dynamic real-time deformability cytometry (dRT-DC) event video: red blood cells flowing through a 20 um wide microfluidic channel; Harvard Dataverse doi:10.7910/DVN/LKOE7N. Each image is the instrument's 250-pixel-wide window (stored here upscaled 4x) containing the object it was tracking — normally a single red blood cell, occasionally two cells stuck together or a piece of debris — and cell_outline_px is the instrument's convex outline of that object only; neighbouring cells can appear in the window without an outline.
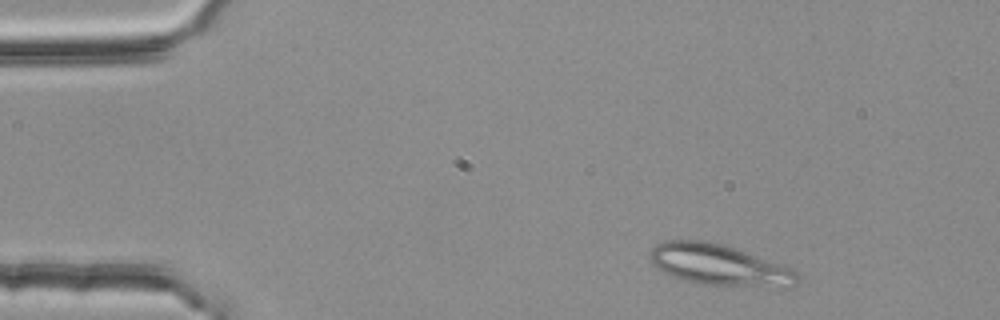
{"species": "common noctule bat (a hibernating species)", "species_latin": "Nyctalus noctula", "temperature_condition": "room temperature", "stored_images_in_passage": 2, "camera_frame_rate_fps": 3000, "um_per_image_px": 0.085, "animal": {"sex": "female", "body_mass_g": 25.1}, "frame": {"image": 1, "passage_image": 1, "time_ms": 0.0, "image_size_px": [1000, 320], "cell_outline_px": [[800, 276], [792, 288], [784, 288], [700, 284], [684, 280], [672, 276], [656, 268], [652, 264], [652, 248], [656, 244], [664, 240], [700, 240], [724, 244], [780, 264], [796, 272]], "centroid_in_image_um": [61.15, 22.54], "position_along_channel_um": 23.9, "area_um2": 35.2}}